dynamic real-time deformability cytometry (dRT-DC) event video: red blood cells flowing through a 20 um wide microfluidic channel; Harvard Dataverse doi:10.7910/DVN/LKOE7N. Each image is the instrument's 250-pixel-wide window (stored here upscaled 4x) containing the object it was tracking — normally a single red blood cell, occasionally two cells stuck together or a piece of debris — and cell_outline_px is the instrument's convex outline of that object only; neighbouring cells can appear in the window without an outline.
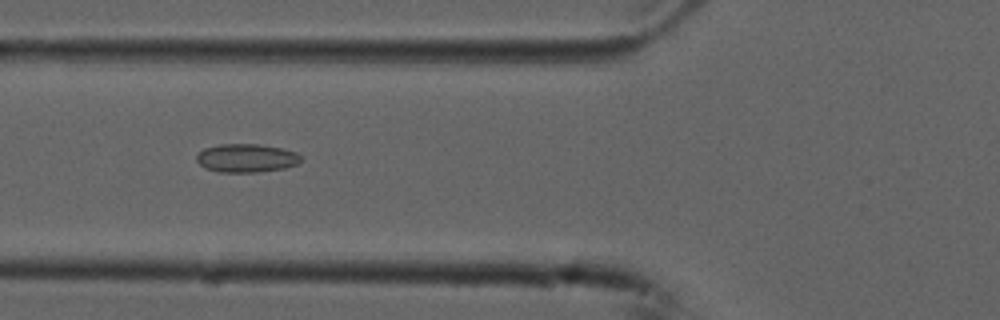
{"species": "common noctule bat (a hibernating species)", "species_latin": "Nyctalus noctula", "temperature_condition": "cold", "stored_images_in_passage": 8, "camera_frame_rate_fps": 3000, "um_per_image_px": 0.085, "animal": {"sex": "male", "forearm_length_mm": 52.5}, "frame": {"image": 1, "passage_image": 7, "time_ms": 2.0, "image_size_px": [1000, 320], "cell_outline_px": [[300, 160], [296, 164], [284, 168], [256, 172], [220, 172], [204, 168], [196, 160], [196, 156], [204, 148], [220, 144], [260, 144], [280, 148], [296, 152], [300, 156]], "centroid_in_image_um": [20.91, 13.43], "position_along_channel_um": 104.9, "area_um2": 17.17}}
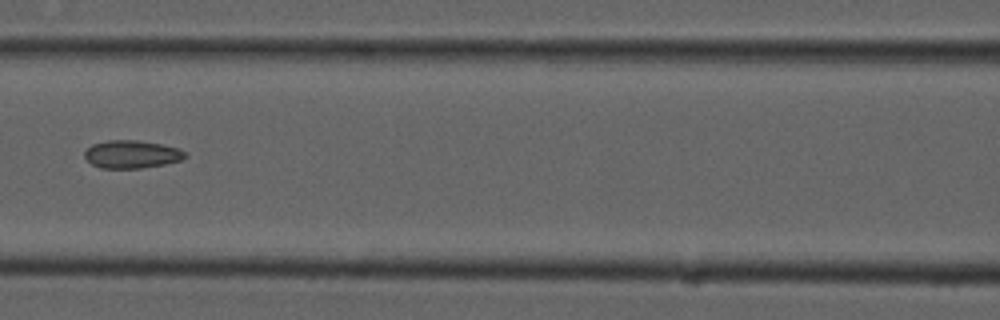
{"frame": {"image": 2, "passage_image": 8, "time_ms": 2.333, "image_size_px": [1000, 320], "cell_outline_px": [[188, 156], [180, 160], [164, 164], [140, 168], [100, 168], [92, 164], [84, 156], [84, 152], [92, 144], [108, 140], [136, 140], [160, 144], [180, 148], [188, 152]], "centroid_in_image_um": [11.22, 13.11], "position_along_channel_um": 155.4, "area_um2": 16.36}}